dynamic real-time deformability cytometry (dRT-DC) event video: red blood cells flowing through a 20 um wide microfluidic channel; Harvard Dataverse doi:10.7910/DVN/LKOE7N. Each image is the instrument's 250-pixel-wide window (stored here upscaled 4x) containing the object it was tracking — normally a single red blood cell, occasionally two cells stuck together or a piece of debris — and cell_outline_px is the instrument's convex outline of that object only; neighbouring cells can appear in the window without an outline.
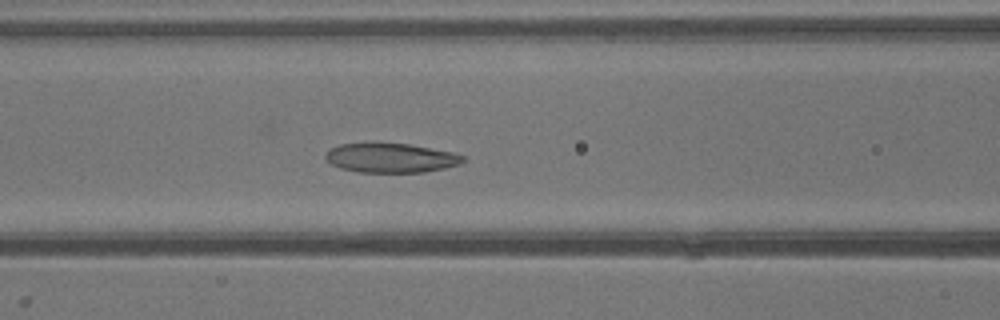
{"species": "common noctule bat (a hibernating species)", "species_latin": "Nyctalus noctula", "temperature_condition": "warm", "stored_images_in_passage": 39, "camera_frame_rate_fps": 3000, "um_per_image_px": 0.085, "animal": {"sex": "male", "body_mass_g": 13.3}, "frame": {"image": 1, "passage_image": 16, "time_ms": 5.0, "image_size_px": [1000, 320], "cell_outline_px": [[464, 160], [460, 164], [444, 168], [424, 172], [356, 172], [340, 168], [332, 164], [324, 156], [332, 148], [340, 144], [372, 140], [376, 140], [412, 144], [452, 152], [464, 156]], "centroid_in_image_um": [33.19, 13.37], "position_along_channel_um": 133.4, "area_um2": 24.28}}
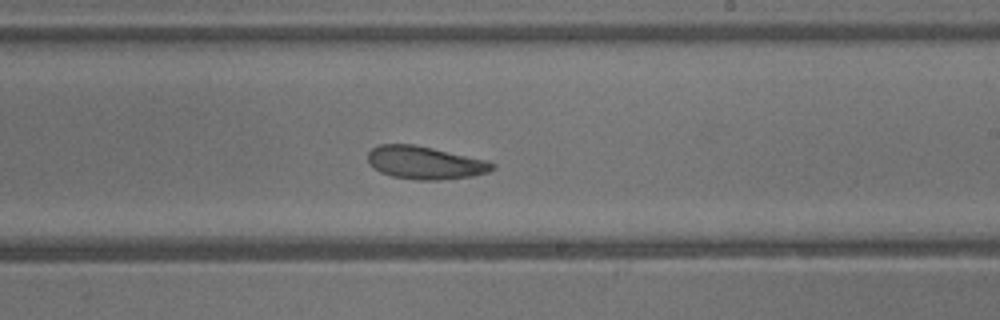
{"frame": {"image": 2, "passage_image": 23, "time_ms": 7.333, "image_size_px": [1000, 320], "cell_outline_px": [[496, 168], [488, 172], [472, 176], [440, 180], [416, 180], [392, 176], [380, 172], [368, 164], [368, 152], [372, 148], [380, 144], [412, 144], [432, 148], [488, 160], [496, 164]], "centroid_in_image_um": [36.14, 13.83], "position_along_channel_um": 252.9, "area_um2": 23.99}}
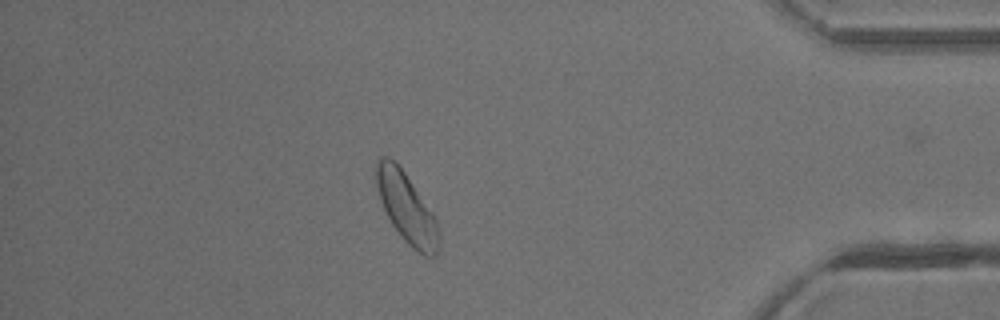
{"frame": {"image": 3, "passage_image": 34, "time_ms": 11.0, "image_size_px": [1000, 320], "cell_outline_px": [[440, 244], [436, 256], [432, 260], [424, 256], [412, 248], [400, 236], [392, 224], [380, 200], [376, 184], [376, 156], [388, 156], [404, 172], [432, 212], [436, 220], [440, 232]], "centroid_in_image_um": [34.58, 17.73], "position_along_channel_um": 400.6, "area_um2": 25.55}}